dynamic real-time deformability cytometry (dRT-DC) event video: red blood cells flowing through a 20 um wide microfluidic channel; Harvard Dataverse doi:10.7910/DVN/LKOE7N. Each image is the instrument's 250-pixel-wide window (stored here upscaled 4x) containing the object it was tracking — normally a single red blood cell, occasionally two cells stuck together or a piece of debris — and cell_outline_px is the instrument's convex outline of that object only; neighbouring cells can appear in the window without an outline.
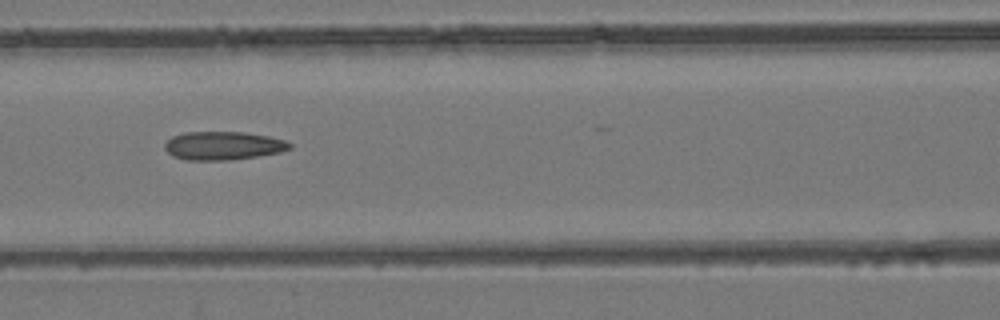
{"species": "common noctule bat (a hibernating species)", "species_latin": "Nyctalus noctula", "temperature_condition": "room temperature", "stored_images_in_passage": 8, "camera_frame_rate_fps": 3000, "um_per_image_px": 0.085, "animal": {"sex": "female", "body_mass_g": 24.6, "forearm_length_mm": 56.2}, "frame": {"image": 1, "passage_image": 6, "time_ms": 1.667, "image_size_px": [1000, 320], "cell_outline_px": [[292, 148], [280, 152], [232, 160], [188, 160], [172, 156], [164, 148], [164, 144], [172, 136], [184, 132], [244, 132], [268, 136], [284, 140], [292, 144]], "centroid_in_image_um": [18.95, 12.38], "position_along_channel_um": 147.6, "area_um2": 20.69}}
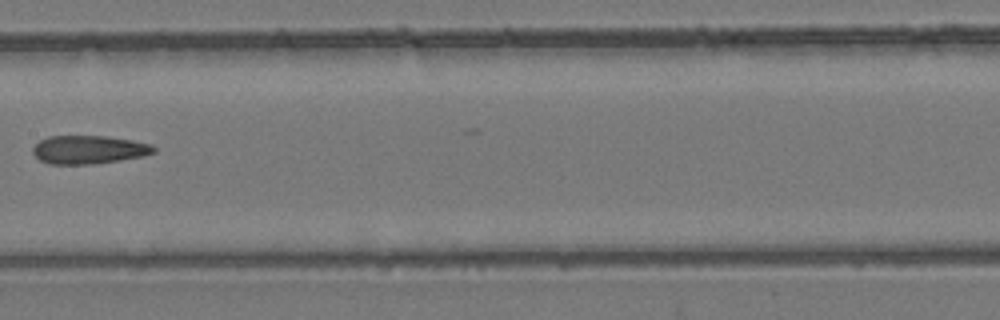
{"frame": {"image": 2, "passage_image": 7, "time_ms": 2.0, "image_size_px": [1000, 320], "cell_outline_px": [[156, 152], [144, 156], [120, 160], [88, 164], [48, 164], [40, 160], [32, 152], [32, 148], [40, 140], [48, 136], [104, 136], [132, 140], [152, 144], [156, 148]], "centroid_in_image_um": [7.56, 12.72], "position_along_channel_um": 199.8, "area_um2": 20.0}}
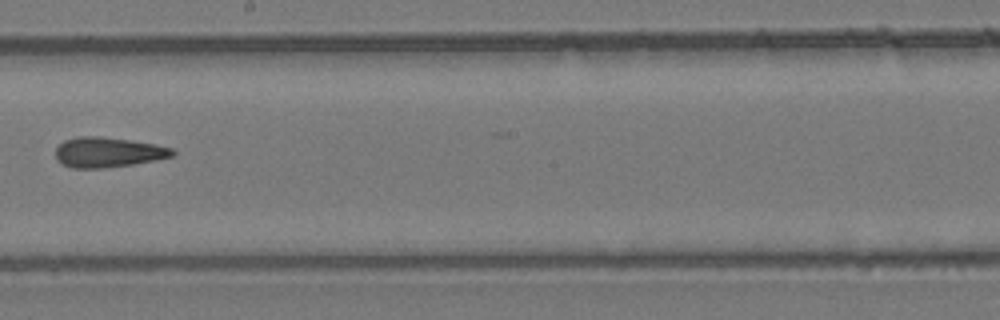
{"frame": {"image": 3, "passage_image": 8, "time_ms": 2.333, "image_size_px": [1000, 320], "cell_outline_px": [[176, 152], [172, 156], [156, 160], [132, 164], [104, 168], [72, 168], [60, 164], [56, 160], [56, 148], [64, 140], [76, 136], [100, 136], [156, 144], [172, 148]], "centroid_in_image_um": [9.14, 12.94], "position_along_channel_um": 239.1, "area_um2": 20.58}}